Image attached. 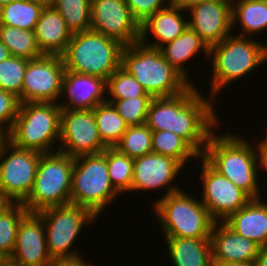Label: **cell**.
Returning <instances> with one entry per match:
<instances>
[{
	"mask_svg": "<svg viewBox=\"0 0 267 266\" xmlns=\"http://www.w3.org/2000/svg\"><path fill=\"white\" fill-rule=\"evenodd\" d=\"M183 11L187 13V11L170 3L165 8L149 16L140 24L139 41L146 46L158 49L164 44L173 41L188 28V20L184 17ZM148 31L153 35L156 42L148 44L145 41L146 37L150 36Z\"/></svg>",
	"mask_w": 267,
	"mask_h": 266,
	"instance_id": "cell-21",
	"label": "cell"
},
{
	"mask_svg": "<svg viewBox=\"0 0 267 266\" xmlns=\"http://www.w3.org/2000/svg\"><path fill=\"white\" fill-rule=\"evenodd\" d=\"M61 110L54 102L21 103L17 117L4 138L20 149L42 154L58 151L54 147H57L55 142L60 140Z\"/></svg>",
	"mask_w": 267,
	"mask_h": 266,
	"instance_id": "cell-5",
	"label": "cell"
},
{
	"mask_svg": "<svg viewBox=\"0 0 267 266\" xmlns=\"http://www.w3.org/2000/svg\"><path fill=\"white\" fill-rule=\"evenodd\" d=\"M62 56L45 55L28 61L21 91V103H58L65 73Z\"/></svg>",
	"mask_w": 267,
	"mask_h": 266,
	"instance_id": "cell-13",
	"label": "cell"
},
{
	"mask_svg": "<svg viewBox=\"0 0 267 266\" xmlns=\"http://www.w3.org/2000/svg\"><path fill=\"white\" fill-rule=\"evenodd\" d=\"M223 223L236 234L267 246V202L252 198L244 207L229 215Z\"/></svg>",
	"mask_w": 267,
	"mask_h": 266,
	"instance_id": "cell-22",
	"label": "cell"
},
{
	"mask_svg": "<svg viewBox=\"0 0 267 266\" xmlns=\"http://www.w3.org/2000/svg\"><path fill=\"white\" fill-rule=\"evenodd\" d=\"M130 158H137L152 153V130L146 125L128 126L115 147Z\"/></svg>",
	"mask_w": 267,
	"mask_h": 266,
	"instance_id": "cell-34",
	"label": "cell"
},
{
	"mask_svg": "<svg viewBox=\"0 0 267 266\" xmlns=\"http://www.w3.org/2000/svg\"><path fill=\"white\" fill-rule=\"evenodd\" d=\"M201 202L216 222H223L229 215L244 207L252 198L228 178L215 171L202 157Z\"/></svg>",
	"mask_w": 267,
	"mask_h": 266,
	"instance_id": "cell-14",
	"label": "cell"
},
{
	"mask_svg": "<svg viewBox=\"0 0 267 266\" xmlns=\"http://www.w3.org/2000/svg\"><path fill=\"white\" fill-rule=\"evenodd\" d=\"M72 34L90 30L91 0H55L52 5Z\"/></svg>",
	"mask_w": 267,
	"mask_h": 266,
	"instance_id": "cell-33",
	"label": "cell"
},
{
	"mask_svg": "<svg viewBox=\"0 0 267 266\" xmlns=\"http://www.w3.org/2000/svg\"><path fill=\"white\" fill-rule=\"evenodd\" d=\"M266 140L259 141L258 145L255 147L256 161H257V169L261 168V170L267 171V138Z\"/></svg>",
	"mask_w": 267,
	"mask_h": 266,
	"instance_id": "cell-40",
	"label": "cell"
},
{
	"mask_svg": "<svg viewBox=\"0 0 267 266\" xmlns=\"http://www.w3.org/2000/svg\"><path fill=\"white\" fill-rule=\"evenodd\" d=\"M57 150L70 157L102 153V142L94 110H61L60 140Z\"/></svg>",
	"mask_w": 267,
	"mask_h": 266,
	"instance_id": "cell-12",
	"label": "cell"
},
{
	"mask_svg": "<svg viewBox=\"0 0 267 266\" xmlns=\"http://www.w3.org/2000/svg\"><path fill=\"white\" fill-rule=\"evenodd\" d=\"M74 158L60 151L40 156L33 188L23 202L29 213L70 203Z\"/></svg>",
	"mask_w": 267,
	"mask_h": 266,
	"instance_id": "cell-9",
	"label": "cell"
},
{
	"mask_svg": "<svg viewBox=\"0 0 267 266\" xmlns=\"http://www.w3.org/2000/svg\"><path fill=\"white\" fill-rule=\"evenodd\" d=\"M254 264L255 266H267V246L259 248Z\"/></svg>",
	"mask_w": 267,
	"mask_h": 266,
	"instance_id": "cell-43",
	"label": "cell"
},
{
	"mask_svg": "<svg viewBox=\"0 0 267 266\" xmlns=\"http://www.w3.org/2000/svg\"><path fill=\"white\" fill-rule=\"evenodd\" d=\"M34 33L38 48L45 55L61 56L72 37L65 20L53 6L43 8Z\"/></svg>",
	"mask_w": 267,
	"mask_h": 266,
	"instance_id": "cell-23",
	"label": "cell"
},
{
	"mask_svg": "<svg viewBox=\"0 0 267 266\" xmlns=\"http://www.w3.org/2000/svg\"><path fill=\"white\" fill-rule=\"evenodd\" d=\"M28 61L27 59L11 55L0 62V89L16 95L20 103L23 79Z\"/></svg>",
	"mask_w": 267,
	"mask_h": 266,
	"instance_id": "cell-35",
	"label": "cell"
},
{
	"mask_svg": "<svg viewBox=\"0 0 267 266\" xmlns=\"http://www.w3.org/2000/svg\"><path fill=\"white\" fill-rule=\"evenodd\" d=\"M182 168L174 158L156 153L134 158L131 191H154L167 187L162 197L178 192L183 188L174 182L183 171Z\"/></svg>",
	"mask_w": 267,
	"mask_h": 266,
	"instance_id": "cell-16",
	"label": "cell"
},
{
	"mask_svg": "<svg viewBox=\"0 0 267 266\" xmlns=\"http://www.w3.org/2000/svg\"><path fill=\"white\" fill-rule=\"evenodd\" d=\"M0 266H24L10 257L0 258Z\"/></svg>",
	"mask_w": 267,
	"mask_h": 266,
	"instance_id": "cell-44",
	"label": "cell"
},
{
	"mask_svg": "<svg viewBox=\"0 0 267 266\" xmlns=\"http://www.w3.org/2000/svg\"><path fill=\"white\" fill-rule=\"evenodd\" d=\"M37 214L45 224L47 250L51 259L60 261L81 258L77 250H71V246L83 227L95 223L97 217L88 208L72 203L49 207Z\"/></svg>",
	"mask_w": 267,
	"mask_h": 266,
	"instance_id": "cell-10",
	"label": "cell"
},
{
	"mask_svg": "<svg viewBox=\"0 0 267 266\" xmlns=\"http://www.w3.org/2000/svg\"><path fill=\"white\" fill-rule=\"evenodd\" d=\"M152 99L151 96H138L129 99H107V102L113 104L128 126H134L146 123L148 107Z\"/></svg>",
	"mask_w": 267,
	"mask_h": 266,
	"instance_id": "cell-37",
	"label": "cell"
},
{
	"mask_svg": "<svg viewBox=\"0 0 267 266\" xmlns=\"http://www.w3.org/2000/svg\"><path fill=\"white\" fill-rule=\"evenodd\" d=\"M195 86L192 83L186 91L175 96L153 98L145 124L152 131L175 133L202 155L220 120L213 108L214 100L201 95Z\"/></svg>",
	"mask_w": 267,
	"mask_h": 266,
	"instance_id": "cell-1",
	"label": "cell"
},
{
	"mask_svg": "<svg viewBox=\"0 0 267 266\" xmlns=\"http://www.w3.org/2000/svg\"><path fill=\"white\" fill-rule=\"evenodd\" d=\"M28 213L23 203L10 202L0 212V258L11 257L19 224Z\"/></svg>",
	"mask_w": 267,
	"mask_h": 266,
	"instance_id": "cell-31",
	"label": "cell"
},
{
	"mask_svg": "<svg viewBox=\"0 0 267 266\" xmlns=\"http://www.w3.org/2000/svg\"><path fill=\"white\" fill-rule=\"evenodd\" d=\"M119 194L109 178L105 150L74 158L70 203L88 208L98 217Z\"/></svg>",
	"mask_w": 267,
	"mask_h": 266,
	"instance_id": "cell-8",
	"label": "cell"
},
{
	"mask_svg": "<svg viewBox=\"0 0 267 266\" xmlns=\"http://www.w3.org/2000/svg\"><path fill=\"white\" fill-rule=\"evenodd\" d=\"M9 202L0 196V212L3 210V208L8 204Z\"/></svg>",
	"mask_w": 267,
	"mask_h": 266,
	"instance_id": "cell-48",
	"label": "cell"
},
{
	"mask_svg": "<svg viewBox=\"0 0 267 266\" xmlns=\"http://www.w3.org/2000/svg\"><path fill=\"white\" fill-rule=\"evenodd\" d=\"M9 49L0 41V62L10 57Z\"/></svg>",
	"mask_w": 267,
	"mask_h": 266,
	"instance_id": "cell-45",
	"label": "cell"
},
{
	"mask_svg": "<svg viewBox=\"0 0 267 266\" xmlns=\"http://www.w3.org/2000/svg\"><path fill=\"white\" fill-rule=\"evenodd\" d=\"M152 153L169 156L183 167L189 159L199 161L201 155L182 137L170 131H152Z\"/></svg>",
	"mask_w": 267,
	"mask_h": 266,
	"instance_id": "cell-28",
	"label": "cell"
},
{
	"mask_svg": "<svg viewBox=\"0 0 267 266\" xmlns=\"http://www.w3.org/2000/svg\"><path fill=\"white\" fill-rule=\"evenodd\" d=\"M42 153L20 149L0 141V196L10 203H23L29 196Z\"/></svg>",
	"mask_w": 267,
	"mask_h": 266,
	"instance_id": "cell-11",
	"label": "cell"
},
{
	"mask_svg": "<svg viewBox=\"0 0 267 266\" xmlns=\"http://www.w3.org/2000/svg\"><path fill=\"white\" fill-rule=\"evenodd\" d=\"M15 0H0V7L7 5Z\"/></svg>",
	"mask_w": 267,
	"mask_h": 266,
	"instance_id": "cell-49",
	"label": "cell"
},
{
	"mask_svg": "<svg viewBox=\"0 0 267 266\" xmlns=\"http://www.w3.org/2000/svg\"><path fill=\"white\" fill-rule=\"evenodd\" d=\"M164 59L179 71L189 82L188 68L184 67L186 62L194 58L199 52L205 53L204 57L209 58V47L200 36L188 28L173 41H170L159 48Z\"/></svg>",
	"mask_w": 267,
	"mask_h": 266,
	"instance_id": "cell-25",
	"label": "cell"
},
{
	"mask_svg": "<svg viewBox=\"0 0 267 266\" xmlns=\"http://www.w3.org/2000/svg\"><path fill=\"white\" fill-rule=\"evenodd\" d=\"M121 67L142 85L152 98L171 97L186 91L192 84L163 57L158 48L140 41L124 46Z\"/></svg>",
	"mask_w": 267,
	"mask_h": 266,
	"instance_id": "cell-4",
	"label": "cell"
},
{
	"mask_svg": "<svg viewBox=\"0 0 267 266\" xmlns=\"http://www.w3.org/2000/svg\"><path fill=\"white\" fill-rule=\"evenodd\" d=\"M44 7L32 0H15L0 7V24L34 31Z\"/></svg>",
	"mask_w": 267,
	"mask_h": 266,
	"instance_id": "cell-27",
	"label": "cell"
},
{
	"mask_svg": "<svg viewBox=\"0 0 267 266\" xmlns=\"http://www.w3.org/2000/svg\"><path fill=\"white\" fill-rule=\"evenodd\" d=\"M213 266L233 262L254 263L260 246L233 232L223 222H215L210 235Z\"/></svg>",
	"mask_w": 267,
	"mask_h": 266,
	"instance_id": "cell-20",
	"label": "cell"
},
{
	"mask_svg": "<svg viewBox=\"0 0 267 266\" xmlns=\"http://www.w3.org/2000/svg\"><path fill=\"white\" fill-rule=\"evenodd\" d=\"M187 12L188 26L208 47L221 42L232 33V0H213L197 4Z\"/></svg>",
	"mask_w": 267,
	"mask_h": 266,
	"instance_id": "cell-17",
	"label": "cell"
},
{
	"mask_svg": "<svg viewBox=\"0 0 267 266\" xmlns=\"http://www.w3.org/2000/svg\"><path fill=\"white\" fill-rule=\"evenodd\" d=\"M232 33L209 47L208 59L212 61V79L210 78L208 95L214 101L218 94H221L220 90L223 91L230 83L238 81L267 62L266 43L258 42L253 36L242 37Z\"/></svg>",
	"mask_w": 267,
	"mask_h": 266,
	"instance_id": "cell-3",
	"label": "cell"
},
{
	"mask_svg": "<svg viewBox=\"0 0 267 266\" xmlns=\"http://www.w3.org/2000/svg\"><path fill=\"white\" fill-rule=\"evenodd\" d=\"M12 259L24 266H52L48 254L45 224L37 213H28L20 222Z\"/></svg>",
	"mask_w": 267,
	"mask_h": 266,
	"instance_id": "cell-18",
	"label": "cell"
},
{
	"mask_svg": "<svg viewBox=\"0 0 267 266\" xmlns=\"http://www.w3.org/2000/svg\"><path fill=\"white\" fill-rule=\"evenodd\" d=\"M90 29L119 41L124 46L140 39V24L125 0H91Z\"/></svg>",
	"mask_w": 267,
	"mask_h": 266,
	"instance_id": "cell-15",
	"label": "cell"
},
{
	"mask_svg": "<svg viewBox=\"0 0 267 266\" xmlns=\"http://www.w3.org/2000/svg\"><path fill=\"white\" fill-rule=\"evenodd\" d=\"M235 23L242 29L237 36L262 33L267 28V0H232V28Z\"/></svg>",
	"mask_w": 267,
	"mask_h": 266,
	"instance_id": "cell-26",
	"label": "cell"
},
{
	"mask_svg": "<svg viewBox=\"0 0 267 266\" xmlns=\"http://www.w3.org/2000/svg\"><path fill=\"white\" fill-rule=\"evenodd\" d=\"M105 158L113 187L120 194L130 192L133 178V158L122 154L114 147L105 149Z\"/></svg>",
	"mask_w": 267,
	"mask_h": 266,
	"instance_id": "cell-32",
	"label": "cell"
},
{
	"mask_svg": "<svg viewBox=\"0 0 267 266\" xmlns=\"http://www.w3.org/2000/svg\"><path fill=\"white\" fill-rule=\"evenodd\" d=\"M154 202L153 213L164 237L210 238L216 221L201 200L182 189Z\"/></svg>",
	"mask_w": 267,
	"mask_h": 266,
	"instance_id": "cell-6",
	"label": "cell"
},
{
	"mask_svg": "<svg viewBox=\"0 0 267 266\" xmlns=\"http://www.w3.org/2000/svg\"><path fill=\"white\" fill-rule=\"evenodd\" d=\"M93 110L102 142L107 147H115L126 132L128 125L110 102L101 103Z\"/></svg>",
	"mask_w": 267,
	"mask_h": 266,
	"instance_id": "cell-29",
	"label": "cell"
},
{
	"mask_svg": "<svg viewBox=\"0 0 267 266\" xmlns=\"http://www.w3.org/2000/svg\"><path fill=\"white\" fill-rule=\"evenodd\" d=\"M219 266H255V264L247 262H233V263L221 264Z\"/></svg>",
	"mask_w": 267,
	"mask_h": 266,
	"instance_id": "cell-46",
	"label": "cell"
},
{
	"mask_svg": "<svg viewBox=\"0 0 267 266\" xmlns=\"http://www.w3.org/2000/svg\"><path fill=\"white\" fill-rule=\"evenodd\" d=\"M20 104L16 95L0 89V135L3 137L9 133L17 117Z\"/></svg>",
	"mask_w": 267,
	"mask_h": 266,
	"instance_id": "cell-38",
	"label": "cell"
},
{
	"mask_svg": "<svg viewBox=\"0 0 267 266\" xmlns=\"http://www.w3.org/2000/svg\"><path fill=\"white\" fill-rule=\"evenodd\" d=\"M32 1L39 2L44 6H52L53 3L55 2V0H32Z\"/></svg>",
	"mask_w": 267,
	"mask_h": 266,
	"instance_id": "cell-47",
	"label": "cell"
},
{
	"mask_svg": "<svg viewBox=\"0 0 267 266\" xmlns=\"http://www.w3.org/2000/svg\"><path fill=\"white\" fill-rule=\"evenodd\" d=\"M215 133L209 136L201 157L251 198H260L254 145L245 136H236L229 131L223 135Z\"/></svg>",
	"mask_w": 267,
	"mask_h": 266,
	"instance_id": "cell-2",
	"label": "cell"
},
{
	"mask_svg": "<svg viewBox=\"0 0 267 266\" xmlns=\"http://www.w3.org/2000/svg\"><path fill=\"white\" fill-rule=\"evenodd\" d=\"M107 80L88 74L65 70L61 97L68 102L58 105L69 110H93L97 105L107 101ZM65 95V96H64Z\"/></svg>",
	"mask_w": 267,
	"mask_h": 266,
	"instance_id": "cell-19",
	"label": "cell"
},
{
	"mask_svg": "<svg viewBox=\"0 0 267 266\" xmlns=\"http://www.w3.org/2000/svg\"><path fill=\"white\" fill-rule=\"evenodd\" d=\"M52 266H93L92 263H87L86 259L84 261V258H78L73 260H60V261H54V264Z\"/></svg>",
	"mask_w": 267,
	"mask_h": 266,
	"instance_id": "cell-42",
	"label": "cell"
},
{
	"mask_svg": "<svg viewBox=\"0 0 267 266\" xmlns=\"http://www.w3.org/2000/svg\"><path fill=\"white\" fill-rule=\"evenodd\" d=\"M107 99H129L150 96L142 85L121 66L107 80ZM110 96V97H109Z\"/></svg>",
	"mask_w": 267,
	"mask_h": 266,
	"instance_id": "cell-36",
	"label": "cell"
},
{
	"mask_svg": "<svg viewBox=\"0 0 267 266\" xmlns=\"http://www.w3.org/2000/svg\"><path fill=\"white\" fill-rule=\"evenodd\" d=\"M123 48L119 41L90 29L72 34L61 56L66 70L108 80L121 66Z\"/></svg>",
	"mask_w": 267,
	"mask_h": 266,
	"instance_id": "cell-7",
	"label": "cell"
},
{
	"mask_svg": "<svg viewBox=\"0 0 267 266\" xmlns=\"http://www.w3.org/2000/svg\"><path fill=\"white\" fill-rule=\"evenodd\" d=\"M0 41L12 56L18 58L30 60L43 55L38 48L34 31L0 24Z\"/></svg>",
	"mask_w": 267,
	"mask_h": 266,
	"instance_id": "cell-30",
	"label": "cell"
},
{
	"mask_svg": "<svg viewBox=\"0 0 267 266\" xmlns=\"http://www.w3.org/2000/svg\"><path fill=\"white\" fill-rule=\"evenodd\" d=\"M164 238L173 266H213L210 238Z\"/></svg>",
	"mask_w": 267,
	"mask_h": 266,
	"instance_id": "cell-24",
	"label": "cell"
},
{
	"mask_svg": "<svg viewBox=\"0 0 267 266\" xmlns=\"http://www.w3.org/2000/svg\"><path fill=\"white\" fill-rule=\"evenodd\" d=\"M170 1L171 0H125L133 17L139 24L143 23L149 16L155 14L158 10L168 6L171 3Z\"/></svg>",
	"mask_w": 267,
	"mask_h": 266,
	"instance_id": "cell-39",
	"label": "cell"
},
{
	"mask_svg": "<svg viewBox=\"0 0 267 266\" xmlns=\"http://www.w3.org/2000/svg\"><path fill=\"white\" fill-rule=\"evenodd\" d=\"M208 1H213V0H171V4L175 5L176 7L181 8L182 10H189L191 7L208 2Z\"/></svg>",
	"mask_w": 267,
	"mask_h": 266,
	"instance_id": "cell-41",
	"label": "cell"
}]
</instances>
